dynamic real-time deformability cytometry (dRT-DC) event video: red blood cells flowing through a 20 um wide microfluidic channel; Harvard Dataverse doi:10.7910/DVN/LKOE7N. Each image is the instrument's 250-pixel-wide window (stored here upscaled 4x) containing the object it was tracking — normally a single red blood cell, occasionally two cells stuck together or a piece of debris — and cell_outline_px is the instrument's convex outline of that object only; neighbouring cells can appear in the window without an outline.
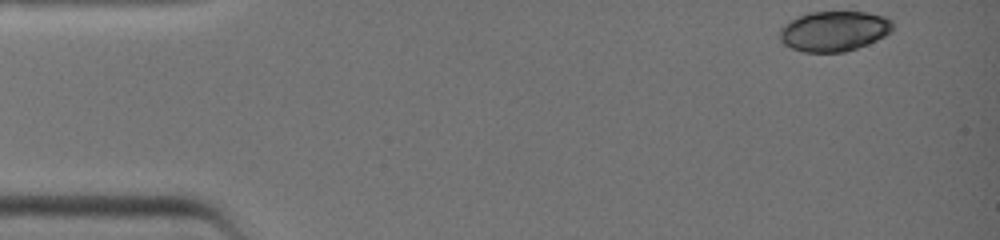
{"species": "common noctule bat (a hibernating species)", "species_latin": "Nyctalus noctula", "temperature_condition": "warm", "stored_images_in_passage": 34, "camera_frame_rate_fps": 3000, "um_per_image_px": 0.085, "animal": {"sex": "female", "body_mass_g": 19.0, "forearm_length_mm": 51.5}, "frame": {"image": 1, "passage_image": 1, "time_ms": 0.0, "image_size_px": [1000, 240], "cell_outline_px": [[892, 32], [868, 44], [844, 52], [804, 52], [792, 48], [784, 44], [780, 40], [780, 28], [784, 24], [808, 12], [868, 12], [888, 16], [892, 20]], "centroid_in_image_um": [70.92, 2.64], "position_along_channel_um": 14.1, "area_um2": 26.53}}
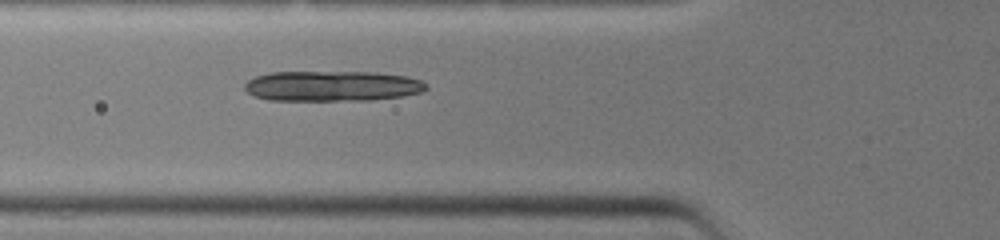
{"frame": {"image": 2, "passage_image": 13, "time_ms": 4.0, "image_size_px": [1000, 240], "cell_outline_px": [[428, 88], [424, 92], [404, 96], [372, 100], [268, 100], [252, 96], [244, 88], [244, 84], [248, 80], [256, 76], [268, 72], [376, 72], [408, 76], [420, 80], [428, 84]], "centroid_in_image_um": [28.26, 7.31], "position_along_channel_um": 97.5, "area_um2": 32.54}}
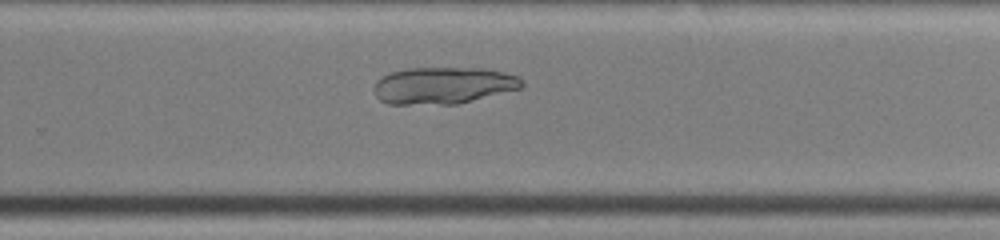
{"frame": {"image": 3, "passage_image": 25, "time_ms": 8.0, "image_size_px": [1000, 240], "cell_outline_px": [[524, 88], [456, 104], [388, 104], [380, 100], [376, 96], [376, 80], [388, 72], [408, 68], [484, 68], [504, 72], [520, 76], [524, 84]], "centroid_in_image_um": [37.72, 7.25], "position_along_channel_um": 292.1, "area_um2": 31.96}}